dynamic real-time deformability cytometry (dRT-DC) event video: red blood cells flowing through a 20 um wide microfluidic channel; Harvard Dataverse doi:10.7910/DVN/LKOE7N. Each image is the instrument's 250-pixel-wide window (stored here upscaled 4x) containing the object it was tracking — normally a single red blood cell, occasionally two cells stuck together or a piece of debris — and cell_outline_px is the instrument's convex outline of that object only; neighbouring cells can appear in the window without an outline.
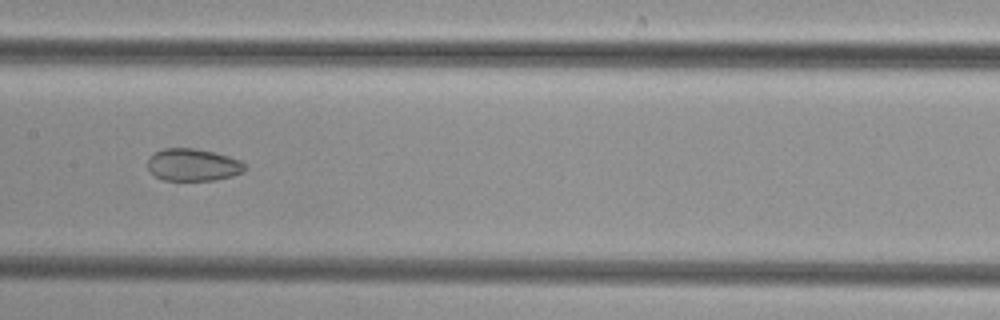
{"species": "common noctule bat (a hibernating species)", "species_latin": "Nyctalus noctula", "temperature_condition": "cold", "stored_images_in_passage": 51, "segment_of_instrument_passage": [2, 2], "camera_frame_rate_fps": 3000, "um_per_image_px": 0.085, "animal": {"sex": "female", "body_mass_g": 29.2, "forearm_length_mm": 56.3}, "frame": {"image": 1, "passage_image": 26, "time_ms": 8.333, "image_size_px": [1000, 320], "cell_outline_px": [[248, 168], [244, 172], [232, 176], [216, 180], [164, 180], [148, 172], [148, 156], [164, 148], [192, 148], [216, 152], [240, 160]], "centroid_in_image_um": [16.41, 14.01], "position_along_channel_um": 191.0, "area_um2": 18.5}}
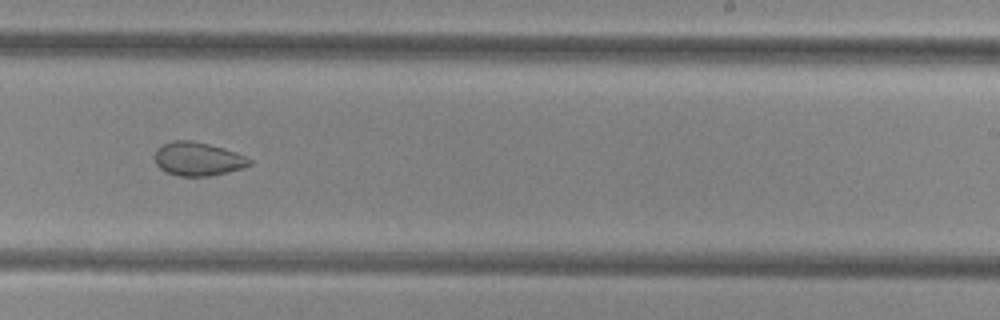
{"frame": {"image": 2, "passage_image": 32, "time_ms": 10.333, "image_size_px": [1000, 320], "cell_outline_px": [[252, 164], [244, 168], [212, 176], [180, 176], [164, 172], [156, 164], [156, 152], [164, 144], [172, 140], [192, 140], [224, 148], [236, 152], [252, 160]], "centroid_in_image_um": [16.86, 13.52], "position_along_channel_um": 272.1, "area_um2": 18.55}}
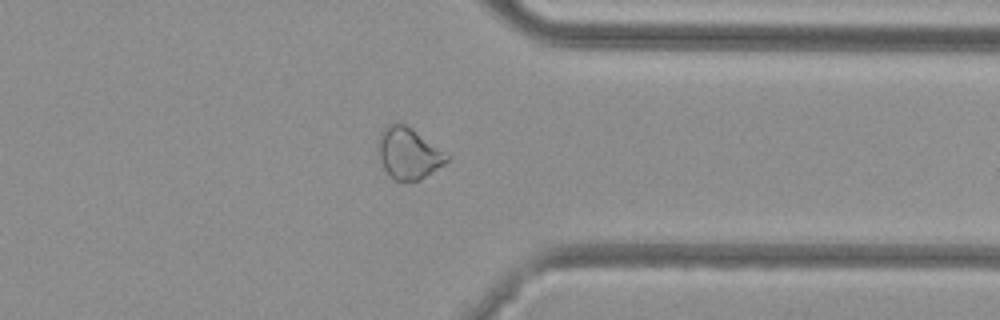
{"frame": {"image": 3, "passage_image": 40, "time_ms": 13.0, "image_size_px": [1000, 320], "cell_outline_px": [[452, 156], [444, 164], [420, 180], [392, 180], [384, 168], [380, 160], [376, 148], [376, 144], [380, 132], [388, 124], [396, 120], [412, 128]], "centroid_in_image_um": [34.7, 13.0], "position_along_channel_um": 376.7, "area_um2": 20.92}}